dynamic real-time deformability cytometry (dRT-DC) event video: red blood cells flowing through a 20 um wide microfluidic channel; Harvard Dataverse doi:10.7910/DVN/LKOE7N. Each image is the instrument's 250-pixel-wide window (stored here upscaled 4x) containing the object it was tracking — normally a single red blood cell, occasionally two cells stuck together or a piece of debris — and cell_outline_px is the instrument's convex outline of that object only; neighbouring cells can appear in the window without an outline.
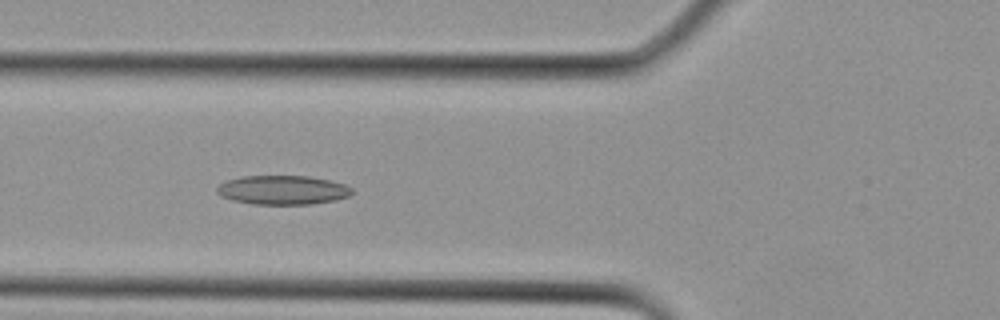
{"species": "Egyptian fruit bat (a non-hibernating species)", "species_latin": "Rousettus aegyptiacus", "temperature_condition": "cold", "stored_images_in_passage": 15, "camera_frame_rate_fps": 3000, "um_per_image_px": 0.085, "animal": {"sex": "female"}, "frame": {"image": 1, "passage_image": 4, "time_ms": 1.0, "image_size_px": [1000, 320], "cell_outline_px": [[352, 192], [348, 196], [336, 200], [312, 204], [252, 204], [232, 200], [220, 196], [216, 192], [216, 188], [224, 180], [244, 176], [308, 176], [328, 180], [344, 184], [352, 188]], "centroid_in_image_um": [23.99, 16.15], "position_along_channel_um": 101.8, "area_um2": 22.95}}
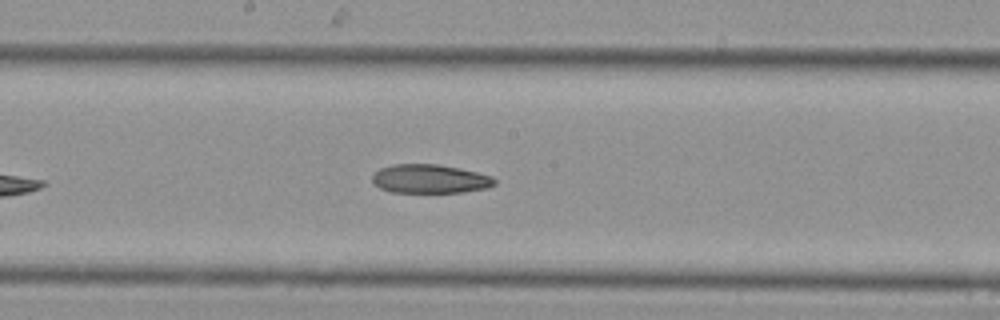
{"frame": {"image": 2, "passage_image": 9, "time_ms": 2.667, "image_size_px": [1000, 320], "cell_outline_px": [[496, 184], [488, 188], [464, 192], [392, 192], [380, 188], [372, 184], [372, 176], [380, 168], [392, 164], [436, 164], [460, 168], [492, 176], [496, 180]], "centroid_in_image_um": [36.54, 15.2], "position_along_channel_um": 211.7, "area_um2": 20.63}}
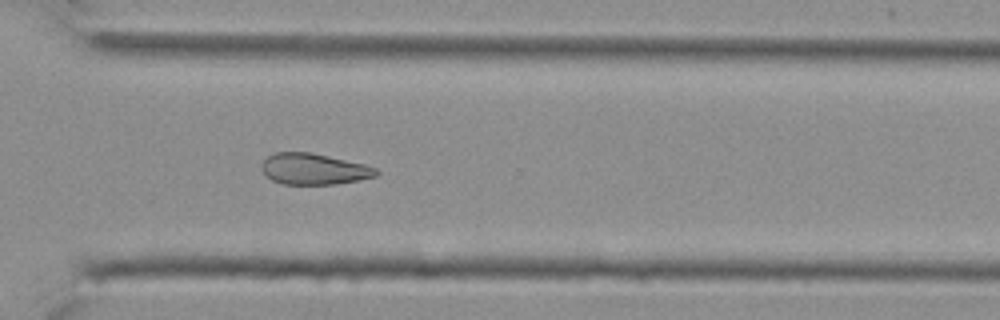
{"frame": {"image": 3, "passage_image": 15, "time_ms": 4.667, "image_size_px": [1000, 320], "cell_outline_px": [[380, 172], [376, 176], [360, 180], [336, 184], [284, 184], [272, 180], [260, 168], [260, 164], [272, 152], [312, 152], [364, 164], [376, 168]], "centroid_in_image_um": [26.68, 14.36], "position_along_channel_um": 343.9, "area_um2": 20.87}}